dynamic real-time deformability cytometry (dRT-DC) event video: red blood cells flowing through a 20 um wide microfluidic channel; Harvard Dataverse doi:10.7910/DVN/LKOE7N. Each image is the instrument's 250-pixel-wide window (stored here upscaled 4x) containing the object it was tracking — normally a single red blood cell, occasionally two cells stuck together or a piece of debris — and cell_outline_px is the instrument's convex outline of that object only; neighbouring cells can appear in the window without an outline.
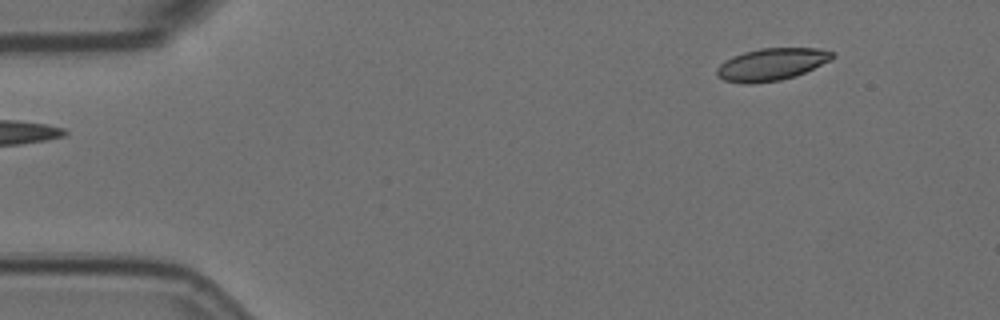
{"species": "Egyptian fruit bat (a non-hibernating species)", "species_latin": "Rousettus aegyptiacus", "temperature_condition": "room temperature", "stored_images_in_passage": 3, "segment_of_instrument_passage": [2, 2], "camera_frame_rate_fps": 3000, "um_per_image_px": 0.085, "animal": {"sex": "female"}, "frame": {"image": 1, "passage_image": 3, "time_ms": 0.667, "image_size_px": [1000, 320], "cell_outline_px": [[836, 56], [832, 60], [796, 76], [780, 80], [752, 84], [744, 84], [724, 80], [716, 76], [716, 68], [720, 64], [732, 56], [744, 52], [760, 48], [820, 48], [836, 52]], "centroid_in_image_um": [65.61, 5.47], "position_along_channel_um": 19.4, "area_um2": 22.02}}